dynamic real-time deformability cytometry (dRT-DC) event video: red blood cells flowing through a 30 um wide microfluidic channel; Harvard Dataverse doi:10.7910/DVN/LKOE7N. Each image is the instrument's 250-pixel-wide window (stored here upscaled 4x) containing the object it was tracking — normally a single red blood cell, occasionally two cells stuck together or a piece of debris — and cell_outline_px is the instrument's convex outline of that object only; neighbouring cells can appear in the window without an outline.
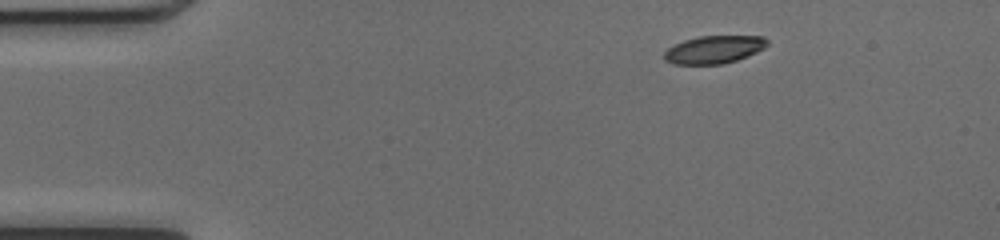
{"species": "common noctule bat (a hibernating species)", "species_latin": "Nyctalus noctula", "temperature_condition": "cold", "stored_images_in_passage": 44, "camera_frame_rate_fps": 3000, "um_per_image_px": 0.085, "animal": {"sex": "female", "body_mass_g": 17.0, "forearm_length_mm": 48.0}, "frame": {"image": 1, "passage_image": 1, "time_ms": 0.0, "image_size_px": [1000, 240], "cell_outline_px": [[768, 44], [764, 48], [748, 56], [724, 64], [672, 64], [664, 60], [664, 52], [668, 48], [684, 40], [700, 36], [764, 36], [768, 40]], "centroid_in_image_um": [60.7, 4.21], "position_along_channel_um": 24.3, "area_um2": 16.7}}
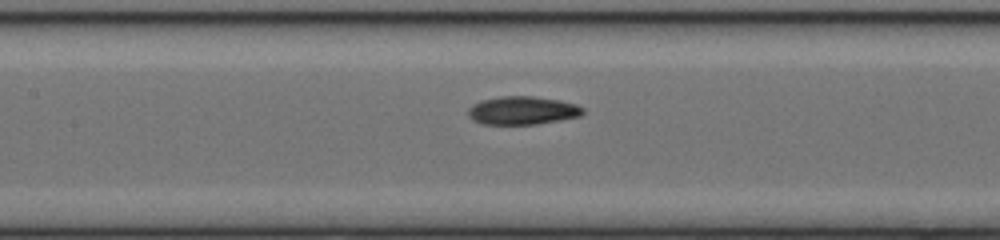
{"frame": {"image": 2, "passage_image": 17, "time_ms": 5.333, "image_size_px": [1000, 240], "cell_outline_px": [[584, 112], [580, 116], [560, 120], [536, 124], [480, 124], [472, 120], [468, 116], [468, 108], [472, 104], [480, 100], [500, 96], [532, 96], [560, 100], [576, 104], [584, 108]], "centroid_in_image_um": [44.38, 9.39], "position_along_channel_um": 163.0, "area_um2": 19.07}}
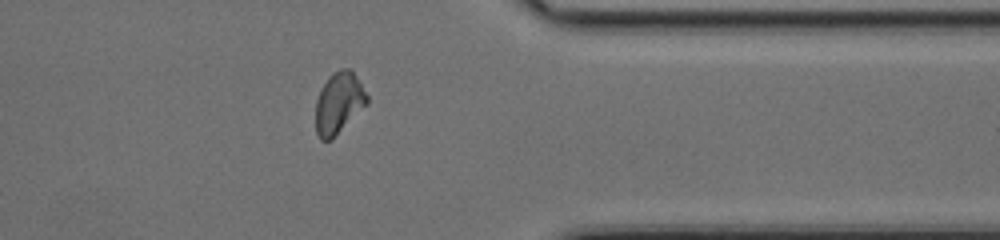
{"frame": {"image": 3, "passage_image": 34, "time_ms": 11.0, "image_size_px": [1000, 240], "cell_outline_px": [[368, 104], [332, 140], [320, 140], [316, 132], [316, 100], [328, 76], [332, 72], [340, 68], [352, 68], [368, 96]], "centroid_in_image_um": [28.81, 8.75], "position_along_channel_um": 382.6, "area_um2": 18.61}, "authors_computed_cell_mechanics": {"area_um2": 18.5827, "velocity_mm_per_s": 4.0791, "shape_relaxation_time_tau1_ms": 4.4685, "shape_relaxation_time_tau2_ms": 2.0486, "deformation_change_tau1": 0.1521, "deformation_change_tau2": 0.0727}}